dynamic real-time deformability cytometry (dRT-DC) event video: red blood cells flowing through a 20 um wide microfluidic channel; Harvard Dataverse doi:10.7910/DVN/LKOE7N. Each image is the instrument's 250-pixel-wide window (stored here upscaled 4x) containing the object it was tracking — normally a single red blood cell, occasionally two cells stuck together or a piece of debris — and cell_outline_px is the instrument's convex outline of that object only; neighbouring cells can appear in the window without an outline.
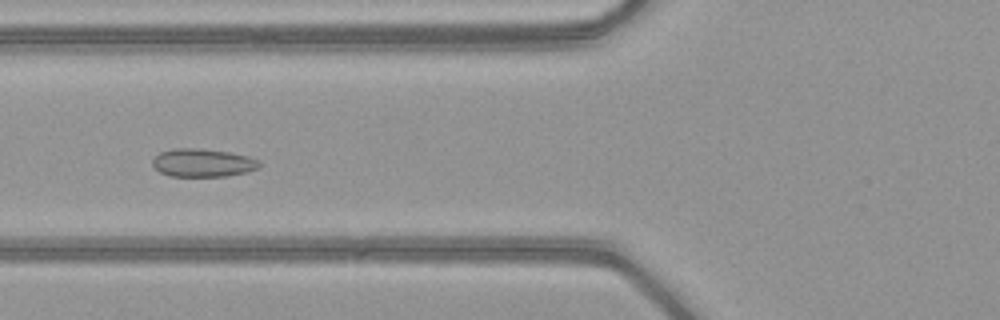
{"species": "common noctule bat (a hibernating species)", "species_latin": "Nyctalus noctula", "temperature_condition": "warm", "stored_images_in_passage": 52, "camera_frame_rate_fps": 3000, "um_per_image_px": 0.085, "animal": {"sex": "female", "body_mass_g": 21.9}, "frame": {"image": 1, "passage_image": 21, "time_ms": 6.667, "image_size_px": [1000, 320], "cell_outline_px": [[260, 168], [228, 176], [172, 176], [160, 172], [152, 164], [152, 160], [160, 152], [172, 148], [200, 148], [228, 152], [248, 156], [260, 160]], "centroid_in_image_um": [17.25, 13.83], "position_along_channel_um": 108.6, "area_um2": 17.51}}
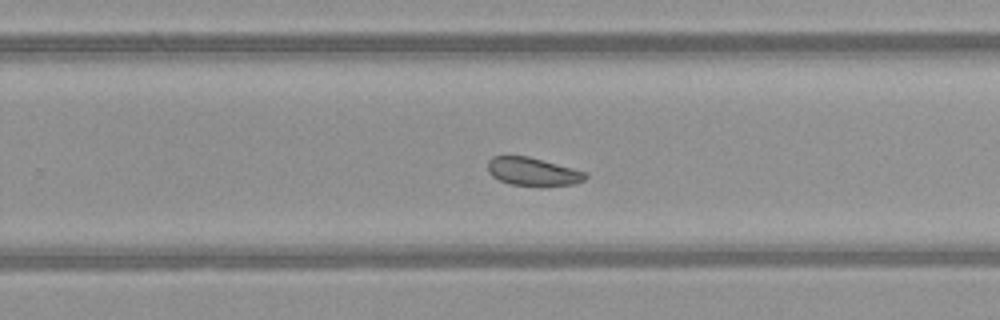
{"frame": {"image": 2, "passage_image": 34, "time_ms": 11.0, "image_size_px": [1000, 320], "cell_outline_px": [[588, 176], [584, 180], [576, 184], [540, 188], [512, 184], [500, 180], [492, 176], [488, 172], [488, 160], [492, 156], [528, 156], [588, 172]], "centroid_in_image_um": [45.34, 14.62], "position_along_channel_um": 284.5, "area_um2": 16.53}}
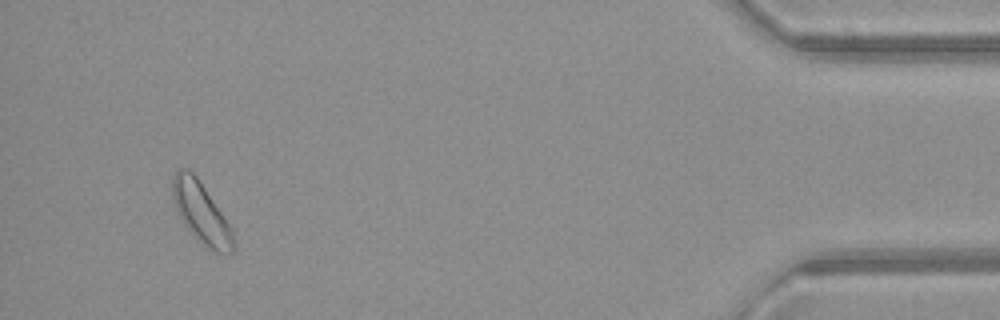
{"frame": {"image": 3, "passage_image": 49, "time_ms": 16.0, "image_size_px": [1000, 320], "cell_outline_px": [[232, 252], [216, 252], [208, 248], [184, 224], [176, 208], [172, 196], [172, 176], [180, 168], [188, 168], [196, 176], [232, 228]], "centroid_in_image_um": [17.06, 18.02], "position_along_channel_um": 418.1, "area_um2": 20.69}, "authors_computed_cell_mechanics": {"area_um2": 18.6405, "velocity_mm_per_s": 4.0652, "shape_relaxation_time_tau1_ms": null, "shape_relaxation_time_tau2_ms": 6.6484, "deformation_change_tau1": null, "deformation_change_tau2": 0.0882}}